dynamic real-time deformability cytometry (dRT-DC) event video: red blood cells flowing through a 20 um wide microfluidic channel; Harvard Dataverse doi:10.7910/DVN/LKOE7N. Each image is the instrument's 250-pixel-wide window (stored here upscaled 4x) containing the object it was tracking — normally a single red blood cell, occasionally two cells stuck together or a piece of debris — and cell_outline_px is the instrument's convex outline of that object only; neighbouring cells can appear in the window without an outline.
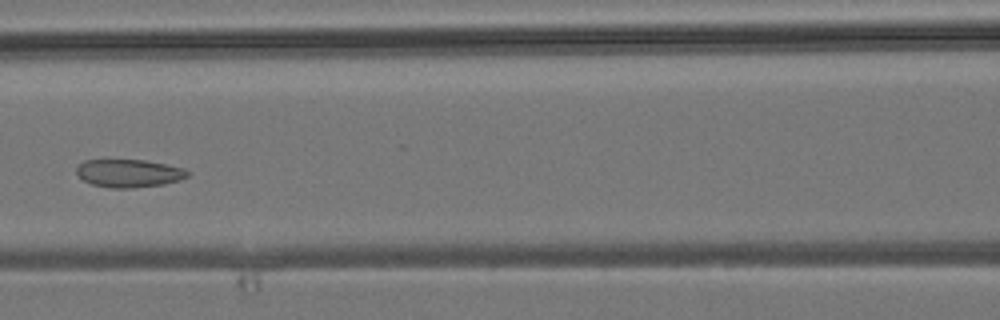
{"species": "common noctule bat (a hibernating species)", "species_latin": "Nyctalus noctula", "temperature_condition": "room temperature", "stored_images_in_passage": 7, "camera_frame_rate_fps": 3000, "um_per_image_px": 0.085, "animal": {"sex": "male", "body_mass_g": 19.2, "forearm_length_mm": 51.8}, "frame": {"image": 1, "passage_image": 7, "time_ms": 6.667, "image_size_px": [1000, 320], "cell_outline_px": [[192, 172], [188, 176], [180, 180], [164, 184], [128, 188], [108, 188], [92, 184], [84, 180], [76, 172], [76, 168], [84, 160], [144, 160], [184, 168]], "centroid_in_image_um": [10.98, 14.73], "position_along_channel_um": 155.6, "area_um2": 18.03}}